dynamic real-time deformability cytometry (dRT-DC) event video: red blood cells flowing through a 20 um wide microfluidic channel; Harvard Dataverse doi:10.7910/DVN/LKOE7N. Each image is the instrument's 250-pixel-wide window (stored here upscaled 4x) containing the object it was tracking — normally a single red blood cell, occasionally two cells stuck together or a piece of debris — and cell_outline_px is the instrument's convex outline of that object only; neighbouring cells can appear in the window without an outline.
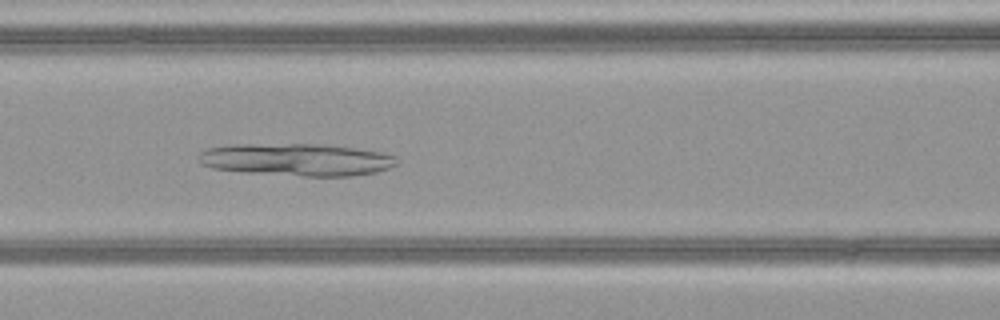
{"species": "common noctule bat (a hibernating species)", "species_latin": "Nyctalus noctula", "temperature_condition": "warm", "stored_images_in_passage": 51, "camera_frame_rate_fps": 3000, "um_per_image_px": 0.085, "animal": {"sex": "female", "body_mass_g": 21.9}, "frame": {"image": 1, "passage_image": 23, "time_ms": 7.333, "image_size_px": [1000, 320], "cell_outline_px": [[396, 164], [388, 168], [376, 172], [352, 176], [304, 176], [244, 172], [212, 168], [200, 164], [196, 160], [196, 156], [200, 152], [208, 148], [232, 144], [324, 144], [384, 152], [396, 156]], "centroid_in_image_um": [25.17, 13.56], "position_along_channel_um": 141.4, "area_um2": 37.69}}
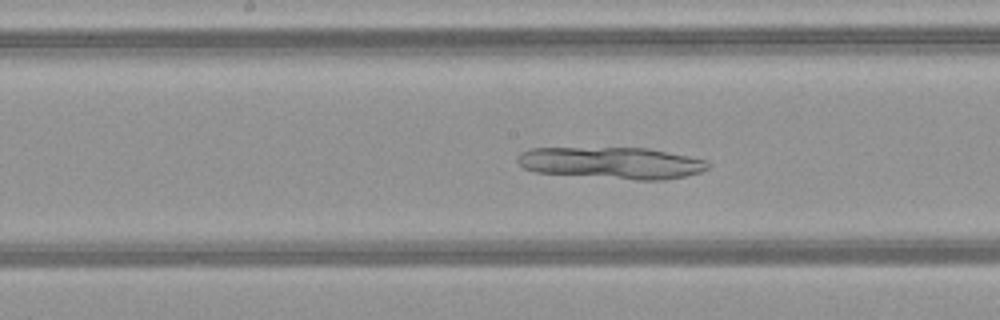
{"frame": {"image": 2, "passage_image": 27, "time_ms": 8.667, "image_size_px": [1000, 320], "cell_outline_px": [[712, 164], [708, 168], [700, 172], [684, 176], [664, 180], [636, 180], [536, 172], [524, 168], [516, 160], [516, 156], [520, 152], [532, 148], [648, 148], [708, 160]], "centroid_in_image_um": [52.01, 13.85], "position_along_channel_um": 196.2, "area_um2": 35.32}}
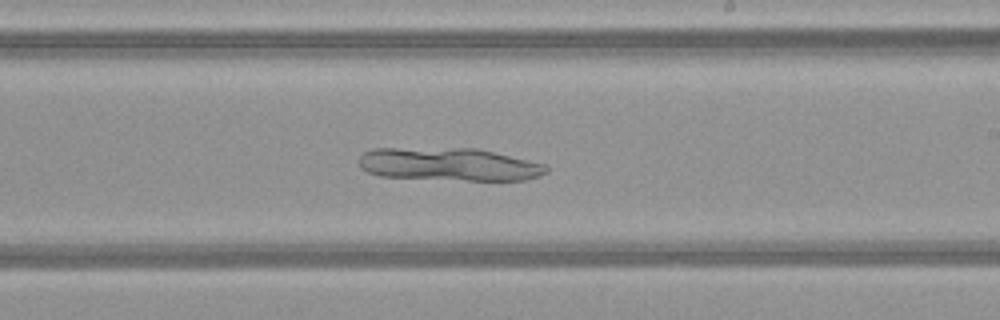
{"frame": {"image": 3, "passage_image": 31, "time_ms": 10.0, "image_size_px": [1000, 320], "cell_outline_px": [[548, 172], [540, 176], [524, 180], [464, 180], [380, 176], [368, 172], [360, 168], [360, 156], [364, 152], [372, 148], [476, 148], [544, 164], [548, 168]], "centroid_in_image_um": [38.15, 13.97], "position_along_channel_um": 250.9, "area_um2": 35.84}}